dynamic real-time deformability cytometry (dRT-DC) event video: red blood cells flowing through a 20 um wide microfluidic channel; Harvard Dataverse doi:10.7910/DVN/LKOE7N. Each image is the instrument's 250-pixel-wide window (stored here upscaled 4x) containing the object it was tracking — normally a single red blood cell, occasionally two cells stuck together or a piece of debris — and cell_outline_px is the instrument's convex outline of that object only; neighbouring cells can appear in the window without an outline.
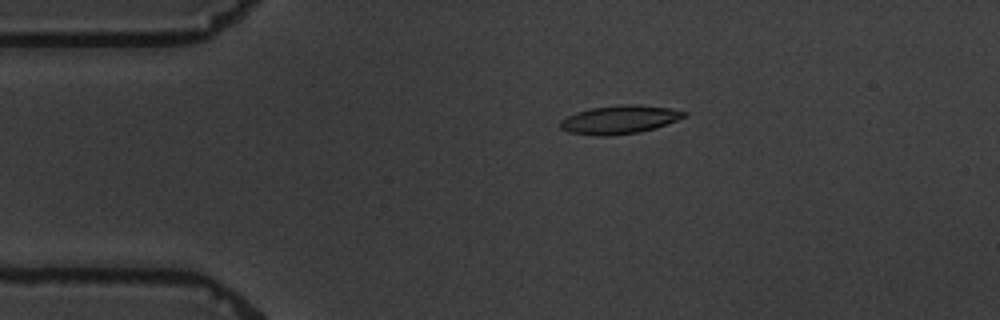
{"species": "common noctule bat (a hibernating species)", "species_latin": "Nyctalus noctula", "temperature_condition": "warm", "stored_images_in_passage": 2, "camera_frame_rate_fps": 3000, "um_per_image_px": 0.085, "animal": {"sex": "male", "body_mass_g": 19.5, "forearm_length_mm": 54.6}, "frame": {"image": 1, "passage_image": 1, "time_ms": 0.0, "image_size_px": [1000, 320], "cell_outline_px": [[688, 116], [656, 128], [640, 132], [608, 136], [596, 136], [568, 132], [560, 128], [560, 120], [576, 112], [592, 108], [628, 104], [636, 104], [668, 108], [688, 112]], "centroid_in_image_um": [52.67, 10.18], "position_along_channel_um": 32.3, "area_um2": 20.52}}
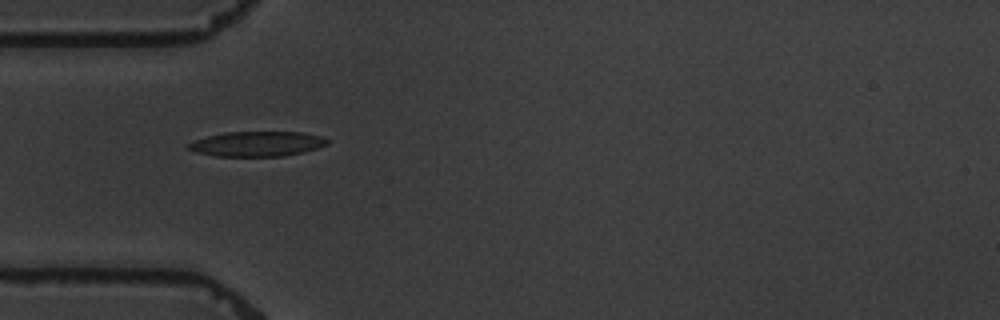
{"frame": {"image": 2, "passage_image": 2, "time_ms": 2.0, "image_size_px": [1000, 320], "cell_outline_px": [[328, 144], [304, 152], [284, 156], [216, 156], [196, 152], [188, 148], [188, 144], [196, 140], [208, 136], [224, 132], [304, 132], [320, 136], [328, 140]], "centroid_in_image_um": [21.87, 12.23], "position_along_channel_um": 63.1, "area_um2": 20.06}}